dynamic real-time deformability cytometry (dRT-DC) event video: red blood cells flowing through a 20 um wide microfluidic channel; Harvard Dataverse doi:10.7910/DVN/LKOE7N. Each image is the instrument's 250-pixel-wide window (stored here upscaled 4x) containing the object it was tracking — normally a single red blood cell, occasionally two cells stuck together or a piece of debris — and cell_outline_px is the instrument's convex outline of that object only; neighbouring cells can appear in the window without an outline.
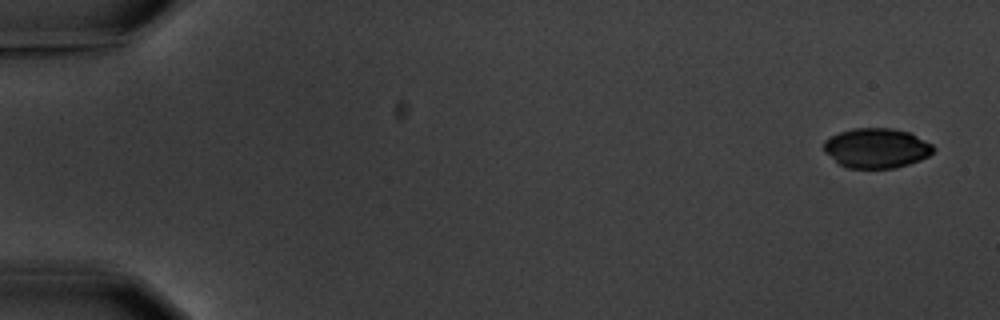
{"species": "common noctule bat (a hibernating species)", "species_latin": "Nyctalus noctula", "temperature_condition": "warm", "stored_images_in_passage": 6, "camera_frame_rate_fps": 3000, "um_per_image_px": 0.085, "animal": {"sex": "male", "body_mass_g": 20.1, "forearm_length_mm": 53.5}, "frame": {"image": 1, "passage_image": 1, "time_ms": 0.0, "image_size_px": [1000, 320], "cell_outline_px": [[936, 148], [928, 156], [920, 160], [896, 168], [848, 168], [840, 164], [824, 152], [824, 140], [840, 132], [852, 128], [892, 128], [908, 132], [932, 144]], "centroid_in_image_um": [74.5, 12.59], "position_along_channel_um": 10.5, "area_um2": 25.32}}
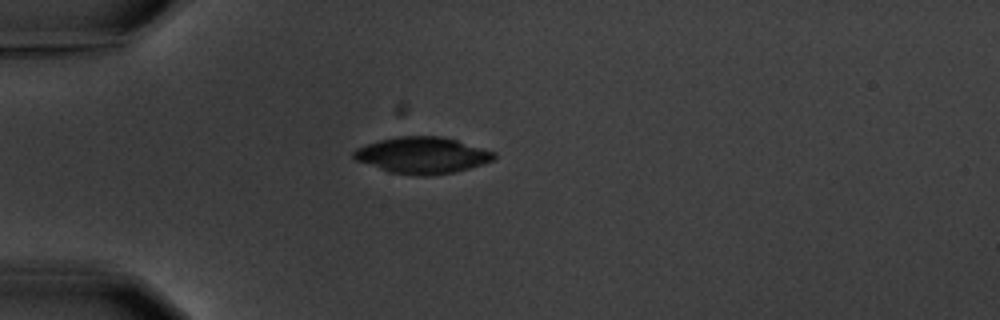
{"frame": {"image": 2, "passage_image": 5, "time_ms": 4.667, "image_size_px": [1000, 320], "cell_outline_px": [[496, 156], [492, 160], [456, 172], [428, 176], [416, 176], [388, 172], [356, 160], [352, 156], [352, 152], [356, 148], [380, 140], [400, 136], [440, 136], [456, 140], [496, 152]], "centroid_in_image_um": [35.87, 13.21], "position_along_channel_um": 49.1, "area_um2": 29.65}}